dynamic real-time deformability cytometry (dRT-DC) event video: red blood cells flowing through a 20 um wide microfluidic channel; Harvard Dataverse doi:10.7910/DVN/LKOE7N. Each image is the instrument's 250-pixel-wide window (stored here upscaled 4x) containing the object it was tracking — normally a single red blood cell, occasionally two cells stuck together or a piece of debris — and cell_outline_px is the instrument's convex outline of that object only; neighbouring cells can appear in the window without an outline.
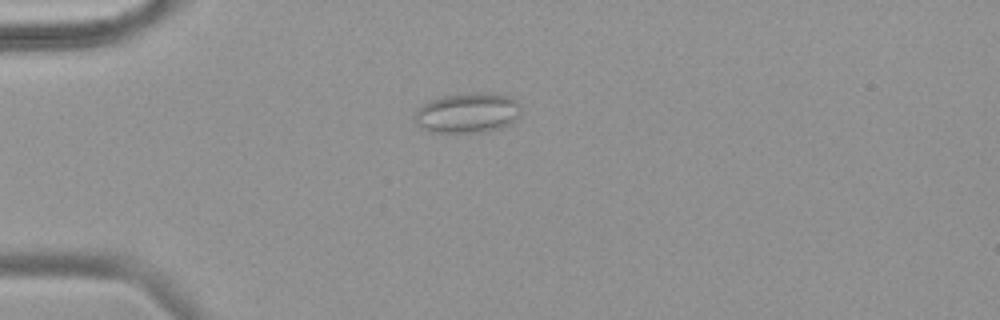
{"species": "common noctule bat (a hibernating species)", "species_latin": "Nyctalus noctula", "temperature_condition": "warm", "stored_images_in_passage": 41, "camera_frame_rate_fps": 3000, "um_per_image_px": 0.085, "animal": {"sex": "female", "body_mass_g": 18.4}, "frame": {"image": 1, "passage_image": 2, "time_ms": 0.333, "image_size_px": [1000, 320], "cell_outline_px": [[520, 116], [512, 124], [488, 132], [432, 132], [420, 128], [416, 124], [412, 116], [424, 104], [432, 100], [444, 96], [476, 92], [492, 92], [508, 96], [516, 100], [520, 104]], "centroid_in_image_um": [39.78, 9.6], "position_along_channel_um": 45.2, "area_um2": 25.14}}
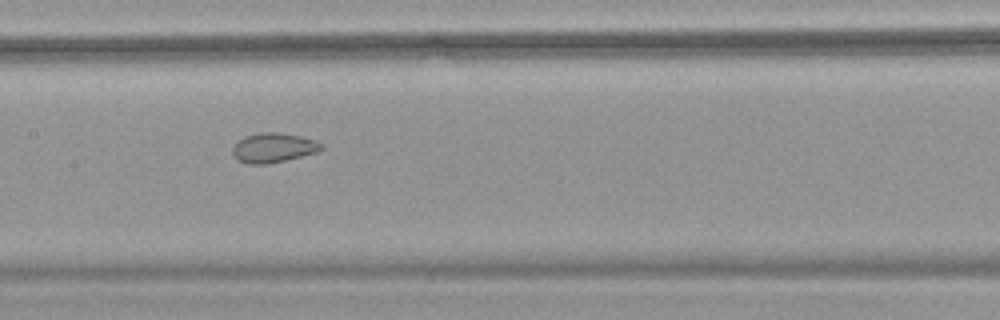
{"frame": {"image": 2, "passage_image": 15, "time_ms": 4.667, "image_size_px": [1000, 320], "cell_outline_px": [[324, 148], [316, 152], [284, 160], [264, 164], [248, 164], [236, 160], [232, 152], [232, 148], [236, 140], [244, 136], [260, 132], [276, 132], [300, 136], [316, 140], [324, 144]], "centroid_in_image_um": [23.2, 12.54], "position_along_channel_um": 184.2, "area_um2": 15.37}}
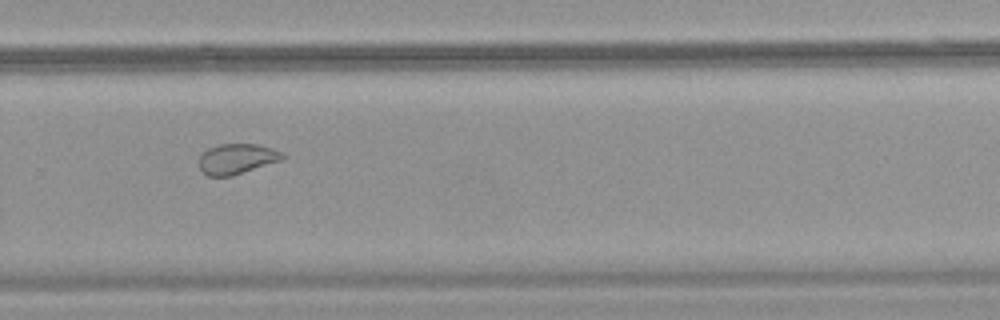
{"frame": {"image": 3, "passage_image": 25, "time_ms": 8.0, "image_size_px": [1000, 320], "cell_outline_px": [[284, 156], [280, 160], [232, 176], [208, 176], [200, 168], [200, 156], [208, 148], [220, 144], [260, 144], [284, 152]], "centroid_in_image_um": [20.14, 13.49], "position_along_channel_um": 309.7, "area_um2": 14.57}, "authors_computed_cell_mechanics": {"area_um2": 16.4152, "velocity_mm_per_s": 3.7769, "shape_relaxation_time_tau1_ms": null, "shape_relaxation_time_tau2_ms": 1.1105, "deformation_change_tau1": null, "deformation_change_tau2": 0.0626}}